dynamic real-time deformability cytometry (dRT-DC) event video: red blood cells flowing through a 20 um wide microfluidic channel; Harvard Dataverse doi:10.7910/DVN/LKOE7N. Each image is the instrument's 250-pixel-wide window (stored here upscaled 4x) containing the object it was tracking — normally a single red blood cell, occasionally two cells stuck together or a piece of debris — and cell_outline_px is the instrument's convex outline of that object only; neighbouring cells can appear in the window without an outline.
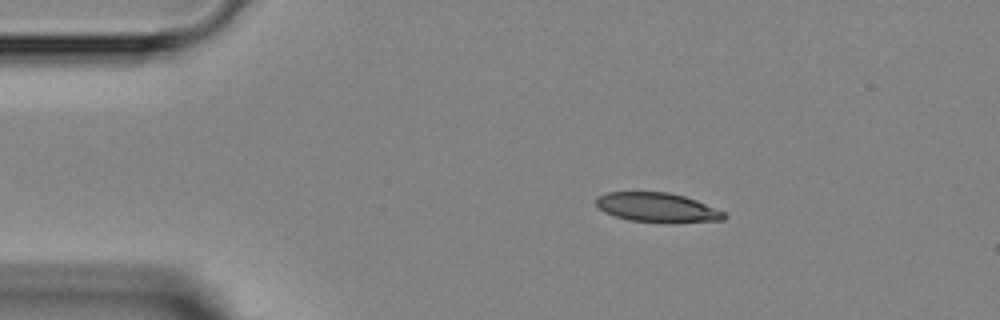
{"species": "Egyptian fruit bat (a non-hibernating species)", "species_latin": "Rousettus aegyptiacus", "temperature_condition": "room temperature", "stored_images_in_passage": 4, "camera_frame_rate_fps": 3000, "um_per_image_px": 0.085, "animal": {"sex": "female"}, "frame": {"image": 1, "passage_image": 1, "time_ms": 0.0, "image_size_px": [1000, 320], "cell_outline_px": [[728, 216], [724, 220], [672, 224], [628, 220], [604, 212], [596, 204], [596, 196], [608, 192], [668, 192], [684, 196], [696, 200], [724, 212]], "centroid_in_image_um": [55.89, 17.66], "position_along_channel_um": 29.1, "area_um2": 22.25}}
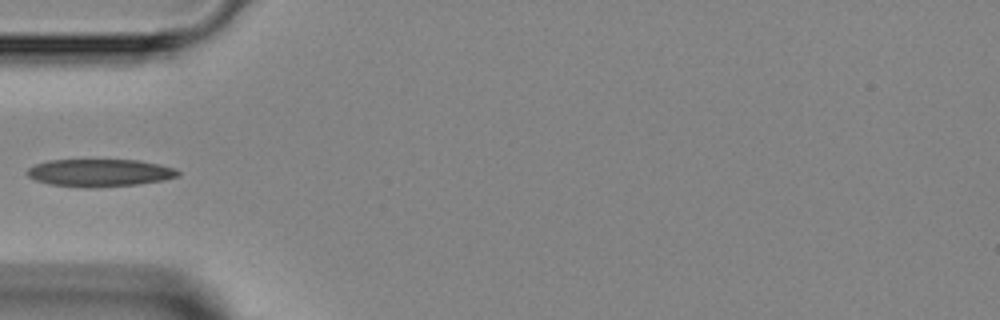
{"frame": {"image": 2, "passage_image": 3, "time_ms": 2.333, "image_size_px": [1000, 320], "cell_outline_px": [[180, 176], [164, 180], [136, 184], [96, 188], [84, 188], [48, 184], [36, 180], [28, 176], [28, 168], [36, 164], [48, 160], [136, 160], [160, 164], [172, 168], [180, 172]], "centroid_in_image_um": [8.47, 14.69], "position_along_channel_um": 76.5, "area_um2": 24.22}}
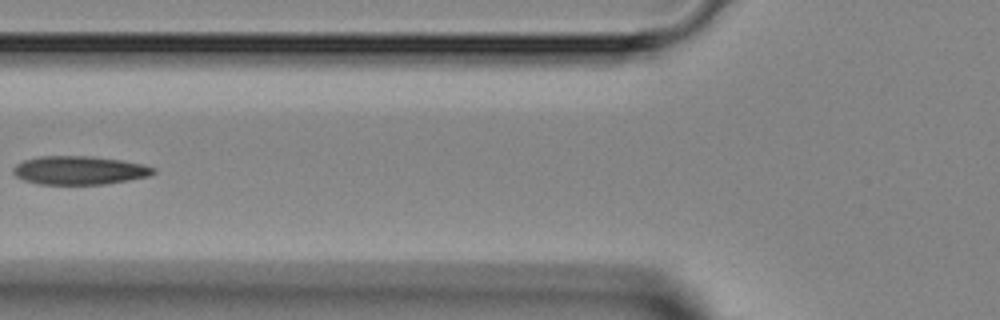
{"frame": {"image": 3, "passage_image": 4, "time_ms": 3.333, "image_size_px": [1000, 320], "cell_outline_px": [[156, 172], [148, 176], [128, 180], [104, 184], [40, 184], [24, 180], [16, 176], [12, 172], [12, 168], [16, 164], [24, 160], [40, 156], [92, 156], [120, 160], [144, 164], [156, 168]], "centroid_in_image_um": [6.74, 14.47], "position_along_channel_um": 119.1, "area_um2": 23.29}}